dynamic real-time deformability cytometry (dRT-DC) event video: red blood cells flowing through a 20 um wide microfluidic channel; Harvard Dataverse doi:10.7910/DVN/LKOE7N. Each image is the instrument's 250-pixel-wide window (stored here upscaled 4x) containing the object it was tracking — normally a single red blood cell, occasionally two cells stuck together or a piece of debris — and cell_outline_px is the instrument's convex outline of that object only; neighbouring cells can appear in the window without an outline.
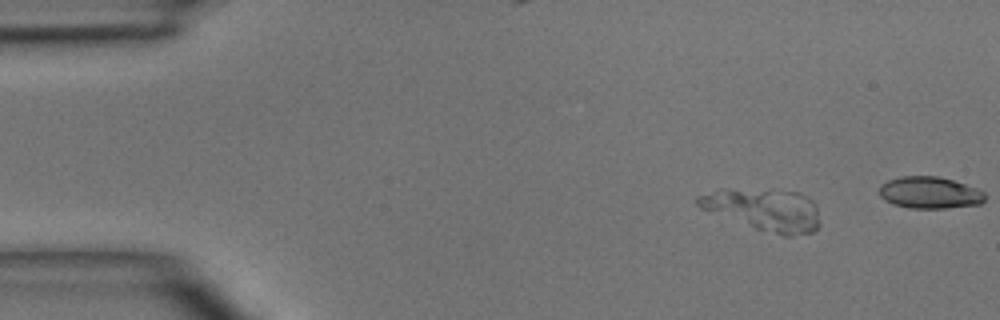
{"species": "common noctule bat (a hibernating species)", "species_latin": "Nyctalus noctula", "temperature_condition": "room temperature", "stored_images_in_passage": 3, "segment_of_instrument_passage": [1, 2], "camera_frame_rate_fps": 3000, "um_per_image_px": 0.085, "animal": {"sex": "male", "body_mass_g": 15.6}, "frame": {"image": 1, "passage_image": 1, "time_ms": 0.0, "image_size_px": [1000, 320], "cell_outline_px": [[820, 224], [812, 232], [792, 236], [784, 236], [756, 228], [700, 208], [692, 200], [696, 196], [720, 188], [724, 188], [800, 192], [812, 200], [816, 208], [820, 220]], "centroid_in_image_um": [64.91, 17.8], "position_along_channel_um": 20.1, "area_um2": 29.71}}